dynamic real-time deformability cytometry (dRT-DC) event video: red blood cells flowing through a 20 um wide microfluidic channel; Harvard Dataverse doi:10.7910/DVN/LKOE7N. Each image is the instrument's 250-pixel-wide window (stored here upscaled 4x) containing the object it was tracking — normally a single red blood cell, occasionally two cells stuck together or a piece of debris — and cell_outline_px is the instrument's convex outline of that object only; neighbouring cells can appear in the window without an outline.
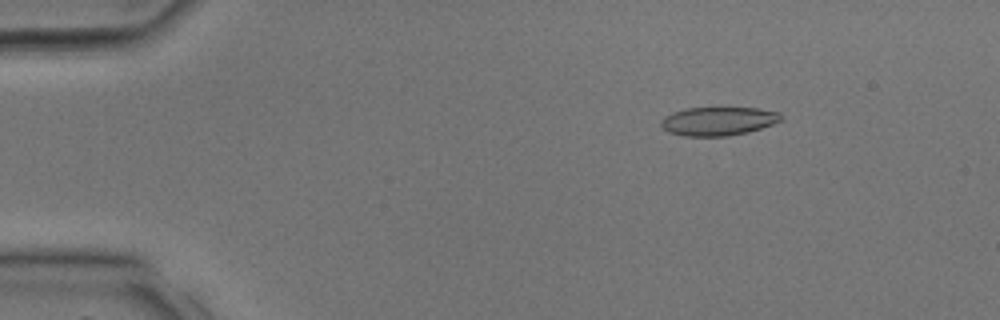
{"species": "common noctule bat (a hibernating species)", "species_latin": "Nyctalus noctula", "temperature_condition": "room temperature", "stored_images_in_passage": 32, "camera_frame_rate_fps": 3000, "um_per_image_px": 0.085, "animal": {"sex": "male", "body_mass_g": 17.9, "forearm_length_mm": 54.2}, "frame": {"image": 1, "passage_image": 4, "time_ms": 1.0, "image_size_px": [1000, 320], "cell_outline_px": [[784, 120], [748, 132], [728, 136], [684, 136], [668, 132], [660, 124], [660, 120], [664, 116], [672, 112], [684, 108], [756, 108], [780, 112], [784, 116]], "centroid_in_image_um": [61.06, 10.29], "position_along_channel_um": 23.9, "area_um2": 20.17}}
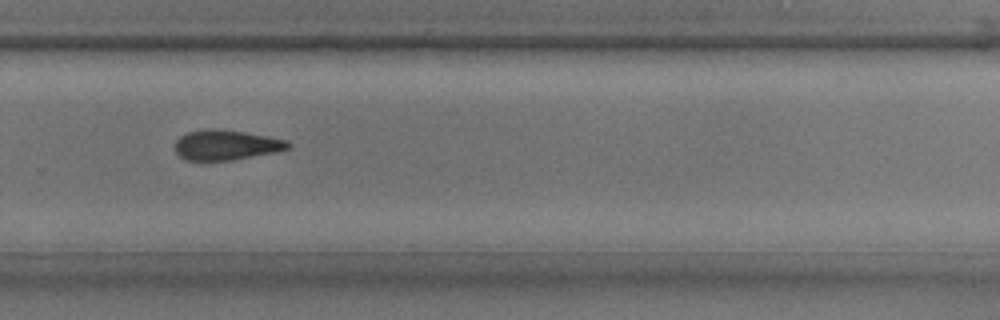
{"frame": {"image": 2, "passage_image": 22, "time_ms": 7.0, "image_size_px": [1000, 320], "cell_outline_px": [[292, 144], [288, 148], [276, 152], [232, 160], [184, 160], [176, 152], [176, 140], [180, 136], [188, 132], [208, 128], [212, 128], [244, 132], [268, 136], [288, 140]], "centroid_in_image_um": [19.23, 12.32], "position_along_channel_um": 310.6, "area_um2": 19.77}}
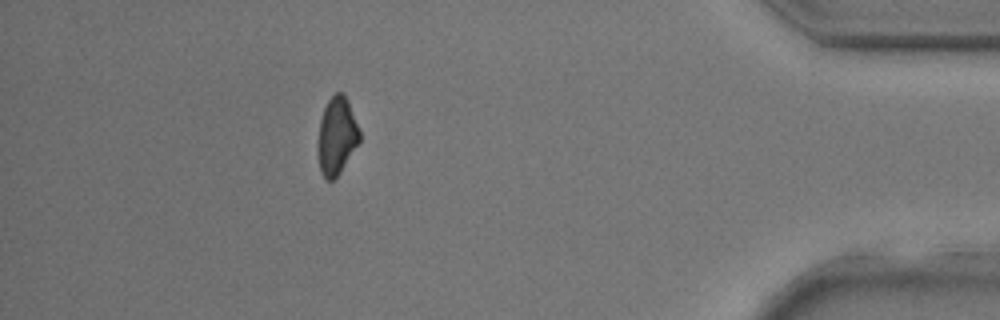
{"frame": {"image": 3, "passage_image": 29, "time_ms": 9.333, "image_size_px": [1000, 320], "cell_outline_px": [[360, 140], [340, 172], [332, 180], [324, 180], [320, 172], [316, 144], [320, 120], [324, 108], [328, 100], [336, 92], [340, 92], [348, 100], [360, 132]], "centroid_in_image_um": [28.58, 11.58], "position_along_channel_um": 406.6, "area_um2": 18.84}}